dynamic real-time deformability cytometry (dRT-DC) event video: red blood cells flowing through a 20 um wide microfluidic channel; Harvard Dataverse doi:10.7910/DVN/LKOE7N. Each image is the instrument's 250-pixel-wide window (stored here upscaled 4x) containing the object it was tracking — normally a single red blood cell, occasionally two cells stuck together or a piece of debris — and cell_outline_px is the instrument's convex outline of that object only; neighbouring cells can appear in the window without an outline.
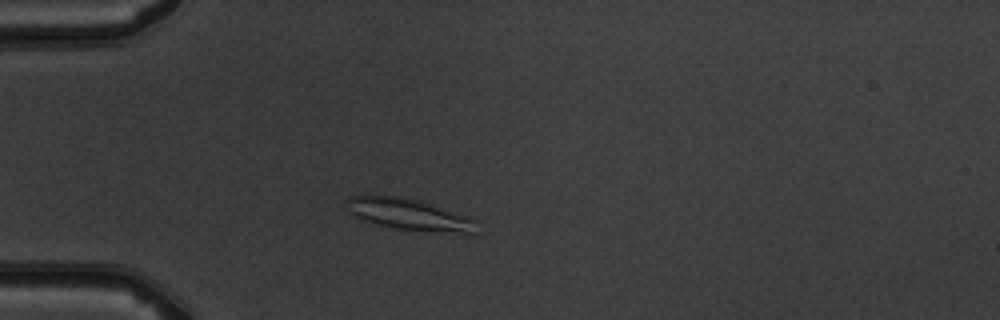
{"species": "common noctule bat (a hibernating species)", "species_latin": "Nyctalus noctula", "temperature_condition": "warm", "stored_images_in_passage": 2, "camera_frame_rate_fps": 3000, "um_per_image_px": 0.085, "animal": {"sex": "male", "body_mass_g": 19.5, "forearm_length_mm": 54.6}, "frame": {"image": 1, "passage_image": 1, "time_ms": 0.0, "image_size_px": [1000, 320], "cell_outline_px": [[476, 220], [472, 236], [392, 228], [376, 224], [352, 216], [348, 212], [344, 204], [344, 200], [348, 196], [400, 196], [420, 200], [472, 216]], "centroid_in_image_um": [34.82, 18.25], "position_along_channel_um": 50.2, "area_um2": 24.74}}